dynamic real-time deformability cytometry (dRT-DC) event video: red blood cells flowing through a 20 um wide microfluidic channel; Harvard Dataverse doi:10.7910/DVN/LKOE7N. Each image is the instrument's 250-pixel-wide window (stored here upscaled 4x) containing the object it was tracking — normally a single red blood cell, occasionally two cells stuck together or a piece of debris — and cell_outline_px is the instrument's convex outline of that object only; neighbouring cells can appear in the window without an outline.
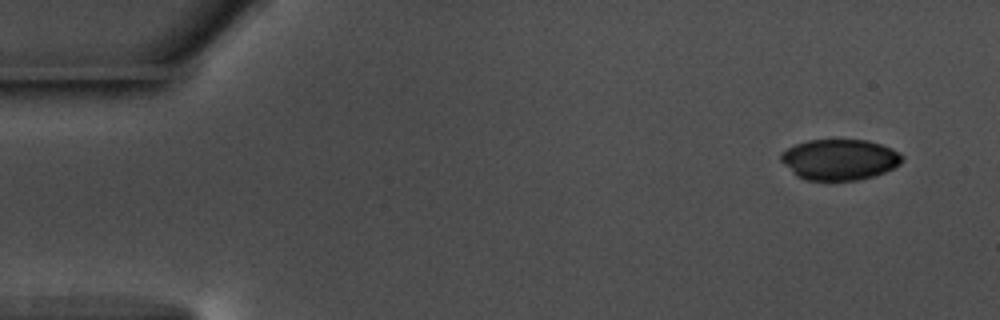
{"species": "common noctule bat (a hibernating species)", "species_latin": "Nyctalus noctula", "temperature_condition": "warm", "stored_images_in_passage": 53, "camera_frame_rate_fps": 3000, "um_per_image_px": 0.085, "animal": {"sex": "male", "body_mass_g": 17.5, "forearm_length_mm": 52.3}, "frame": {"image": 1, "passage_image": 1, "time_ms": 0.0, "image_size_px": [1000, 320], "cell_outline_px": [[904, 160], [900, 164], [884, 172], [872, 176], [856, 180], [804, 180], [796, 176], [780, 160], [780, 152], [796, 144], [808, 140], [868, 140], [892, 148], [900, 152], [904, 156]], "centroid_in_image_um": [71.36, 13.56], "position_along_channel_um": 13.6, "area_um2": 28.9}}
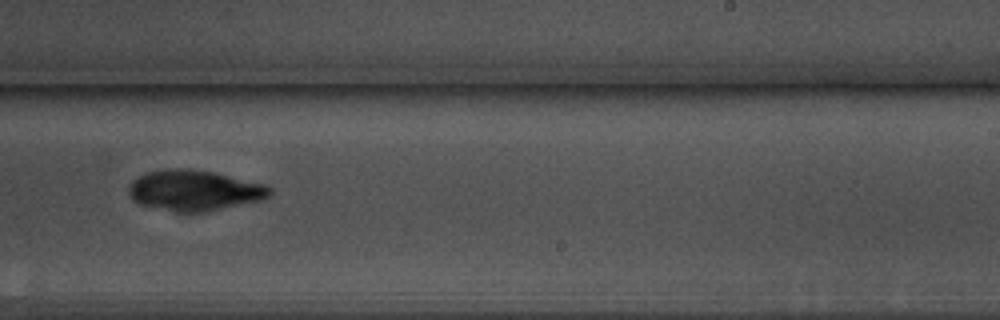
{"frame": {"image": 2, "passage_image": 32, "time_ms": 10.333, "image_size_px": [1000, 320], "cell_outline_px": [[272, 192], [268, 196], [260, 200], [204, 212], [176, 212], [140, 204], [132, 200], [128, 192], [128, 188], [132, 180], [148, 172], [168, 168], [188, 168], [212, 172], [268, 184], [272, 188]], "centroid_in_image_um": [16.52, 16.18], "position_along_channel_um": 272.5, "area_um2": 33.35}}
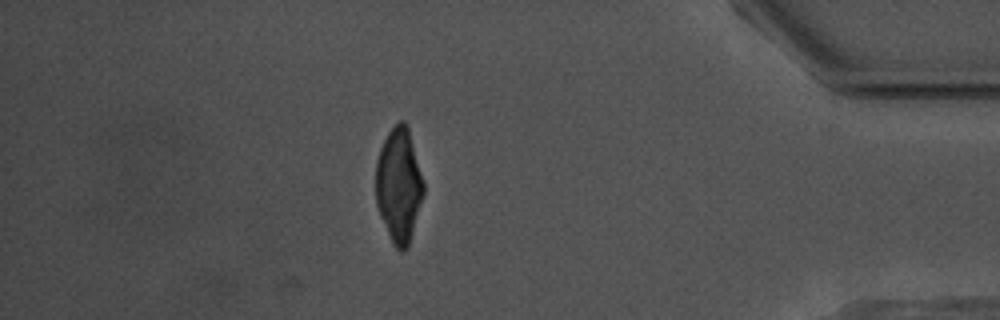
{"frame": {"image": 3, "passage_image": 46, "time_ms": 15.0, "image_size_px": [1000, 320], "cell_outline_px": [[424, 192], [408, 248], [404, 252], [400, 252], [392, 244], [380, 216], [376, 204], [376, 160], [380, 148], [388, 132], [400, 120], [404, 120], [408, 124], [424, 180]], "centroid_in_image_um": [33.91, 15.74], "position_along_channel_um": 401.3, "area_um2": 32.25}}